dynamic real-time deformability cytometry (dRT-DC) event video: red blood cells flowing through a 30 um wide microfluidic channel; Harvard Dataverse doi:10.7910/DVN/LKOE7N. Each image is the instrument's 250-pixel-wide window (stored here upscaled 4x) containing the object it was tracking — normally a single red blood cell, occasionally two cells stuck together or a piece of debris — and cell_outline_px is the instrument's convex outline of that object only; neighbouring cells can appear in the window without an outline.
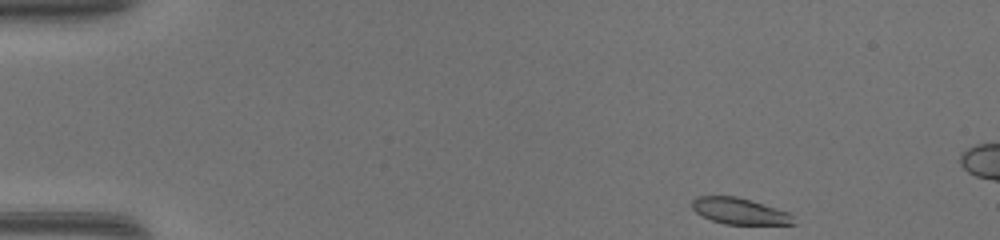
{"species": "common noctule bat (a hibernating species)", "species_latin": "Nyctalus noctula", "temperature_condition": "warm", "stored_images_in_passage": 11, "camera_frame_rate_fps": 3000, "um_per_image_px": 0.085, "animal": {"sex": "female", "body_mass_g": 17.0, "forearm_length_mm": 48.0}, "frame": {"image": 1, "passage_image": 1, "time_ms": 0.0, "image_size_px": [1000, 240], "cell_outline_px": [[796, 224], [724, 224], [712, 220], [696, 212], [692, 208], [692, 200], [696, 196], [736, 196], [752, 200], [788, 212], [792, 216]], "centroid_in_image_um": [62.85, 17.94], "position_along_channel_um": 22.1, "area_um2": 15.43}}